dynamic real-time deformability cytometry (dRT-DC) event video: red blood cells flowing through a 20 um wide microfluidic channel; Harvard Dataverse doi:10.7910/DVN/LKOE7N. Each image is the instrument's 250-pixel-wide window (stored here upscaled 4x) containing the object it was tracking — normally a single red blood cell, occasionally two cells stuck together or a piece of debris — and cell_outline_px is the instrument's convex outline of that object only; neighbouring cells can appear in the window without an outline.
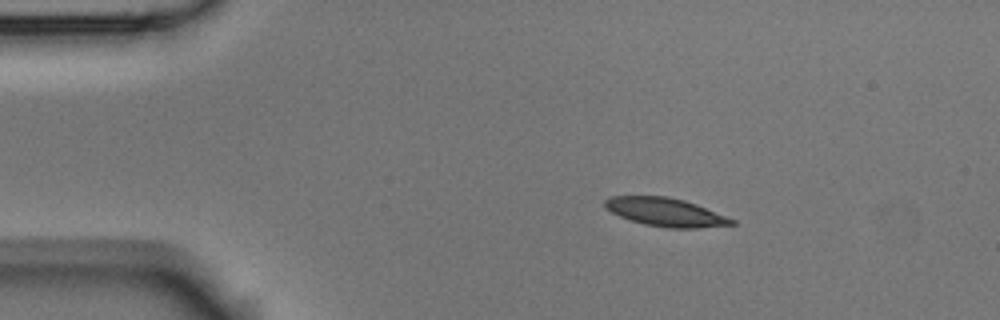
{"species": "Egyptian fruit bat (a non-hibernating species)", "species_latin": "Rousettus aegyptiacus", "temperature_condition": "room temperature", "stored_images_in_passage": 4, "segment_of_instrument_passage": [1, 2], "camera_frame_rate_fps": 3000, "um_per_image_px": 0.085, "animal": {"sex": "male"}, "frame": {"image": 1, "passage_image": 1, "time_ms": 0.0, "image_size_px": [1000, 320], "cell_outline_px": [[736, 224], [700, 228], [668, 228], [644, 224], [620, 216], [604, 208], [604, 200], [612, 196], [668, 196], [684, 200], [696, 204], [736, 220]], "centroid_in_image_um": [56.58, 18.03], "position_along_channel_um": 28.4, "area_um2": 20.92}}
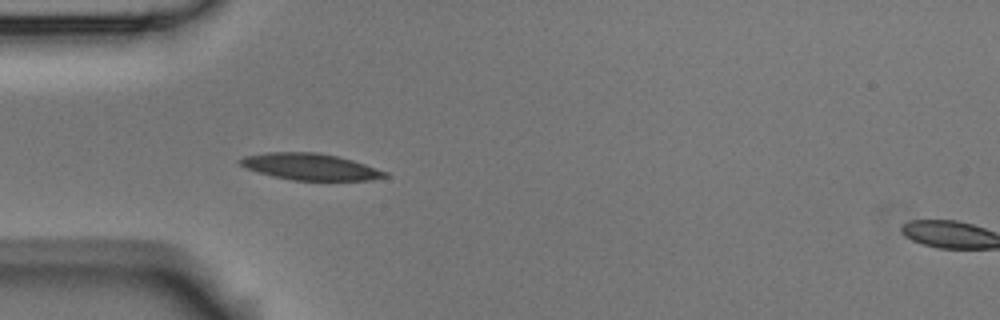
{"frame": {"image": 2, "passage_image": 3, "time_ms": 2.333, "image_size_px": [1000, 320], "cell_outline_px": [[388, 176], [372, 180], [292, 180], [272, 176], [248, 168], [240, 164], [236, 160], [244, 156], [268, 152], [316, 152], [336, 156], [352, 160], [388, 172]], "centroid_in_image_um": [26.36, 14.17], "position_along_channel_um": 58.6, "area_um2": 22.2}}